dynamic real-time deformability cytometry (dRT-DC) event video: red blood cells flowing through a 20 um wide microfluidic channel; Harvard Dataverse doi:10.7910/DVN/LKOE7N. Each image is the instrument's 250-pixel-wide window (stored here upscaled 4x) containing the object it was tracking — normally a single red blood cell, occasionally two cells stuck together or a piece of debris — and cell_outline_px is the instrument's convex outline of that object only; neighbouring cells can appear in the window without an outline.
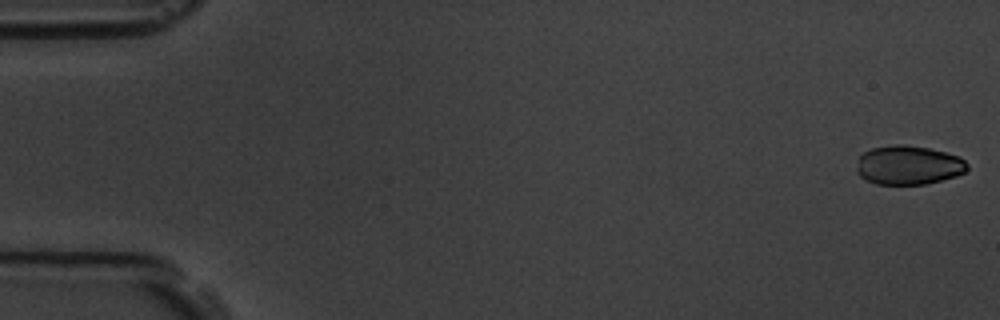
{"species": "common noctule bat (a hibernating species)", "species_latin": "Nyctalus noctula", "temperature_condition": "room temperature", "stored_images_in_passage": 57, "camera_frame_rate_fps": 3000, "um_per_image_px": 0.085, "animal": {"sex": "male", "body_mass_g": 19.5, "forearm_length_mm": 54.6}, "frame": {"image": 1, "passage_image": 1, "time_ms": 0.0, "image_size_px": [1000, 320], "cell_outline_px": [[968, 168], [964, 172], [956, 176], [924, 184], [876, 184], [860, 176], [856, 172], [856, 168], [860, 156], [864, 152], [872, 148], [896, 144], [904, 144], [928, 148], [960, 156], [968, 164]], "centroid_in_image_um": [77.22, 14.03], "position_along_channel_um": 7.8, "area_um2": 25.09}}
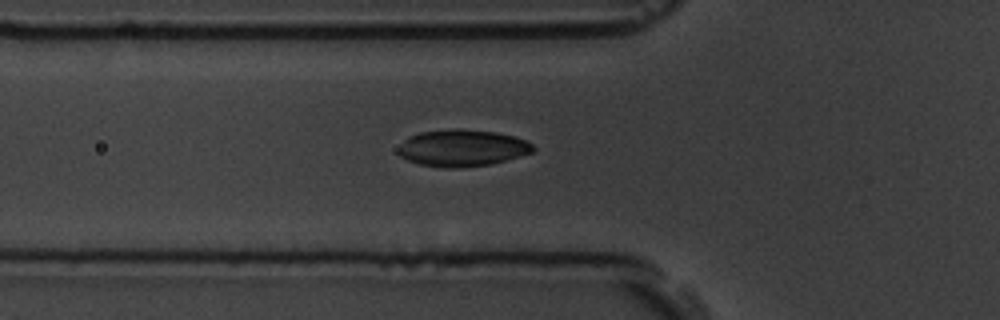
{"frame": {"image": 2, "passage_image": 20, "time_ms": 6.333, "image_size_px": [1000, 320], "cell_outline_px": [[536, 148], [532, 152], [520, 156], [492, 164], [456, 168], [440, 168], [420, 164], [408, 160], [400, 156], [396, 152], [396, 148], [408, 136], [420, 132], [452, 128], [460, 128], [496, 132], [512, 136], [524, 140], [532, 144]], "centroid_in_image_um": [39.24, 12.58], "position_along_channel_um": 86.6, "area_um2": 29.19}}
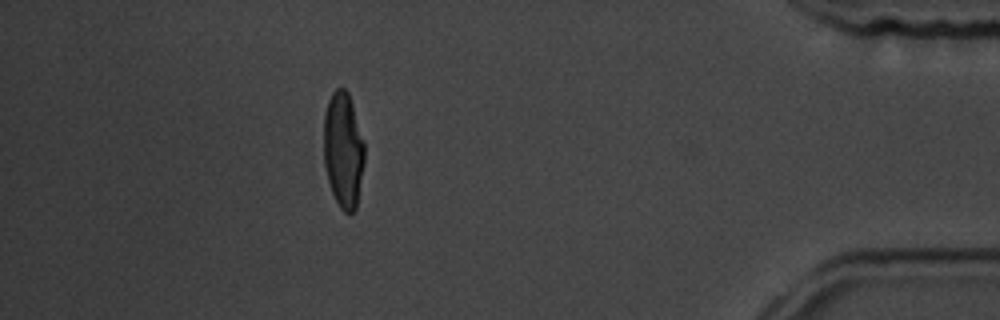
{"frame": {"image": 3, "passage_image": 51, "time_ms": 16.667, "image_size_px": [1000, 320], "cell_outline_px": [[364, 164], [356, 208], [352, 212], [344, 212], [340, 208], [332, 192], [328, 180], [324, 164], [324, 116], [328, 100], [332, 92], [336, 88], [344, 88], [348, 92], [352, 104], [364, 144]], "centroid_in_image_um": [29.17, 12.75], "position_along_channel_um": 406.0, "area_um2": 27.28}, "authors_computed_cell_mechanics": {"area_um2": 27.2816, "velocity_mm_per_s": 3.5725, "shape_relaxation_time_tau1_ms": 3.6807, "shape_relaxation_time_tau2_ms": 2.3361, "deformation_change_tau1": 0.1628, "deformation_change_tau2": 0.0759}}